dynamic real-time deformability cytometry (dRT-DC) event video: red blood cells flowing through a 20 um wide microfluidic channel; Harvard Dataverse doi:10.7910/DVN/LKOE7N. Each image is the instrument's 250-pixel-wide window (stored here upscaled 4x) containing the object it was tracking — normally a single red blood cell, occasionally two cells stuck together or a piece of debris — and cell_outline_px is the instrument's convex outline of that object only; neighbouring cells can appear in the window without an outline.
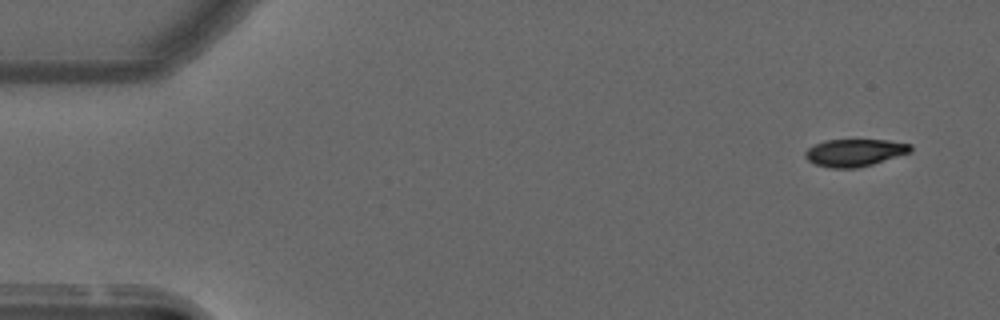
{"species": "common noctule bat (a hibernating species)", "species_latin": "Nyctalus noctula", "temperature_condition": "warm", "stored_images_in_passage": 53, "camera_frame_rate_fps": 3000, "um_per_image_px": 0.085, "animal": {"sex": "male", "forearm_length_mm": 52.5}, "frame": {"image": 1, "passage_image": 1, "time_ms": 0.0, "image_size_px": [1000, 320], "cell_outline_px": [[912, 152], [872, 164], [856, 168], [828, 168], [816, 164], [808, 160], [804, 156], [804, 152], [808, 148], [824, 140], [888, 140], [912, 144]], "centroid_in_image_um": [72.66, 12.97], "position_along_channel_um": 12.3, "area_um2": 16.82}}
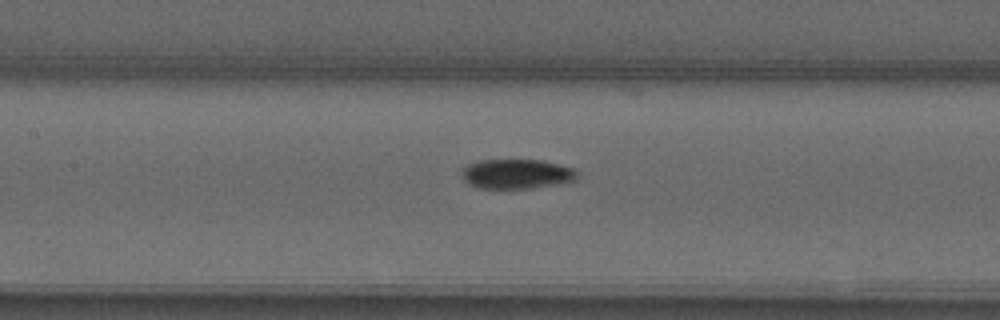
{"frame": {"image": 2, "passage_image": 23, "time_ms": 7.333, "image_size_px": [1000, 320], "cell_outline_px": [[580, 176], [576, 180], [556, 184], [532, 188], [480, 188], [468, 184], [460, 176], [460, 168], [468, 164], [480, 160], [540, 160], [576, 168], [580, 172]], "centroid_in_image_um": [43.92, 14.78], "position_along_channel_um": 163.5, "area_um2": 20.29}}
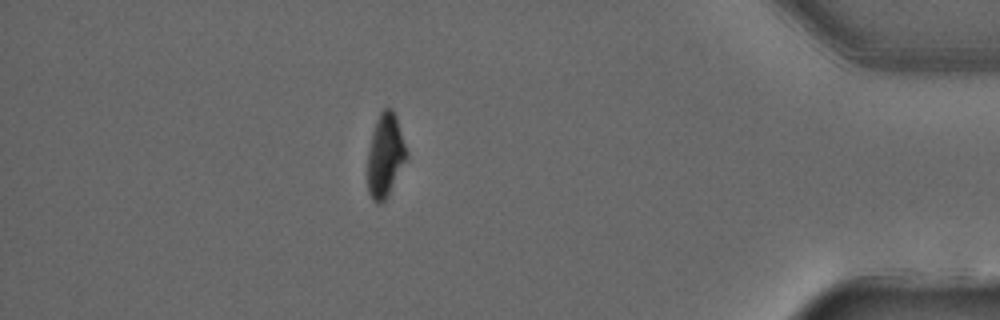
{"frame": {"image": 3, "passage_image": 46, "time_ms": 15.0, "image_size_px": [1000, 320], "cell_outline_px": [[408, 156], [384, 200], [380, 204], [372, 200], [368, 192], [368, 152], [372, 132], [376, 120], [380, 112], [384, 108], [392, 108], [396, 116], [408, 152]], "centroid_in_image_um": [32.74, 13.17], "position_along_channel_um": 402.5, "area_um2": 18.67}, "authors_computed_cell_mechanics": {"area_um2": 19.8254, "velocity_mm_per_s": 3.7047, "shape_relaxation_time_tau1_ms": 7.228, "shape_relaxation_time_tau2_ms": 5.1843, "deformation_change_tau1": 0.2227, "deformation_change_tau2": 0.0536}}